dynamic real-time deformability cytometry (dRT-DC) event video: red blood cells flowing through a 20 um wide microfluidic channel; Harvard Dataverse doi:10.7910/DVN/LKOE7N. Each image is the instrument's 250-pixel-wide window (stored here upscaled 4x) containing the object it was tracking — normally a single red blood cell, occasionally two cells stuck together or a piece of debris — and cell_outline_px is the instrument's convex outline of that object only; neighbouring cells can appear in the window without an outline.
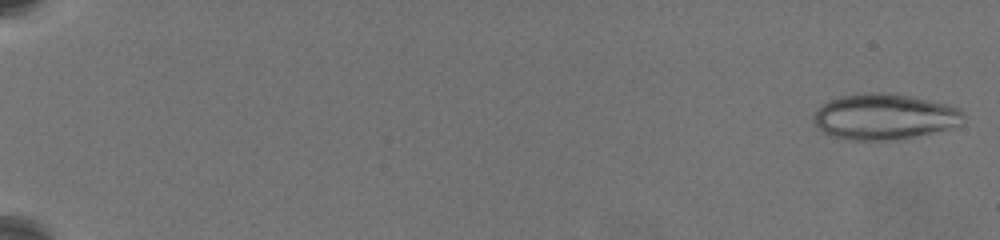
{"species": "common noctule bat (a hibernating species)", "species_latin": "Nyctalus noctula", "temperature_condition": "warm", "stored_images_in_passage": 40, "segment_of_instrument_passage": [1, 2], "camera_frame_rate_fps": 3000, "um_per_image_px": 0.085, "animal": {"sex": "female", "body_mass_g": 19.5, "forearm_length_mm": 54.1}, "frame": {"image": 1, "passage_image": 1, "time_ms": 0.0, "image_size_px": [1000, 240], "cell_outline_px": [[964, 116], [960, 124], [948, 128], [916, 136], [892, 140], [848, 140], [832, 136], [816, 128], [812, 120], [816, 112], [828, 100], [840, 96], [868, 92], [896, 92], [948, 104], [960, 108], [964, 112]], "centroid_in_image_um": [75.17, 9.9], "position_along_channel_um": 9.8, "area_um2": 40.29}}